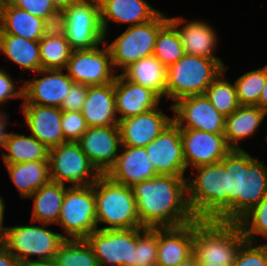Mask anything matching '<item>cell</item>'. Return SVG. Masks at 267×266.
<instances>
[{
	"label": "cell",
	"instance_id": "6da1fadb",
	"mask_svg": "<svg viewBox=\"0 0 267 266\" xmlns=\"http://www.w3.org/2000/svg\"><path fill=\"white\" fill-rule=\"evenodd\" d=\"M131 188L144 228L176 227L196 220L188 204L184 176L157 175Z\"/></svg>",
	"mask_w": 267,
	"mask_h": 266
},
{
	"label": "cell",
	"instance_id": "7a4b0ae2",
	"mask_svg": "<svg viewBox=\"0 0 267 266\" xmlns=\"http://www.w3.org/2000/svg\"><path fill=\"white\" fill-rule=\"evenodd\" d=\"M222 162L227 172L228 222L238 223L267 194V167L245 149H232Z\"/></svg>",
	"mask_w": 267,
	"mask_h": 266
},
{
	"label": "cell",
	"instance_id": "3957f363",
	"mask_svg": "<svg viewBox=\"0 0 267 266\" xmlns=\"http://www.w3.org/2000/svg\"><path fill=\"white\" fill-rule=\"evenodd\" d=\"M196 177L187 178L188 204L198 220L228 222L227 172L218 162L196 167Z\"/></svg>",
	"mask_w": 267,
	"mask_h": 266
},
{
	"label": "cell",
	"instance_id": "277c9868",
	"mask_svg": "<svg viewBox=\"0 0 267 266\" xmlns=\"http://www.w3.org/2000/svg\"><path fill=\"white\" fill-rule=\"evenodd\" d=\"M245 241L239 223L198 219L193 221V255L200 262L232 266Z\"/></svg>",
	"mask_w": 267,
	"mask_h": 266
},
{
	"label": "cell",
	"instance_id": "5b68a950",
	"mask_svg": "<svg viewBox=\"0 0 267 266\" xmlns=\"http://www.w3.org/2000/svg\"><path fill=\"white\" fill-rule=\"evenodd\" d=\"M96 223L102 230L142 227L132 188L101 175L94 183ZM99 223L107 224L99 228Z\"/></svg>",
	"mask_w": 267,
	"mask_h": 266
},
{
	"label": "cell",
	"instance_id": "8992f818",
	"mask_svg": "<svg viewBox=\"0 0 267 266\" xmlns=\"http://www.w3.org/2000/svg\"><path fill=\"white\" fill-rule=\"evenodd\" d=\"M224 68L222 60L185 53L167 68L166 97L176 102L187 96L204 94Z\"/></svg>",
	"mask_w": 267,
	"mask_h": 266
},
{
	"label": "cell",
	"instance_id": "52a82bcc",
	"mask_svg": "<svg viewBox=\"0 0 267 266\" xmlns=\"http://www.w3.org/2000/svg\"><path fill=\"white\" fill-rule=\"evenodd\" d=\"M5 227L2 245L20 263L31 261L52 262L60 245L66 240L63 233L46 228L50 224ZM36 256V260L29 258Z\"/></svg>",
	"mask_w": 267,
	"mask_h": 266
},
{
	"label": "cell",
	"instance_id": "ba28073f",
	"mask_svg": "<svg viewBox=\"0 0 267 266\" xmlns=\"http://www.w3.org/2000/svg\"><path fill=\"white\" fill-rule=\"evenodd\" d=\"M168 21L163 12H159L152 20L128 26V28L106 45L109 48L114 69L122 72L136 61L153 54L159 29Z\"/></svg>",
	"mask_w": 267,
	"mask_h": 266
},
{
	"label": "cell",
	"instance_id": "9c48e42d",
	"mask_svg": "<svg viewBox=\"0 0 267 266\" xmlns=\"http://www.w3.org/2000/svg\"><path fill=\"white\" fill-rule=\"evenodd\" d=\"M94 184L65 190L58 223L66 239H85L97 230Z\"/></svg>",
	"mask_w": 267,
	"mask_h": 266
},
{
	"label": "cell",
	"instance_id": "30bf717a",
	"mask_svg": "<svg viewBox=\"0 0 267 266\" xmlns=\"http://www.w3.org/2000/svg\"><path fill=\"white\" fill-rule=\"evenodd\" d=\"M50 180L71 186H90L101 176L77 142L49 149Z\"/></svg>",
	"mask_w": 267,
	"mask_h": 266
},
{
	"label": "cell",
	"instance_id": "8fae6325",
	"mask_svg": "<svg viewBox=\"0 0 267 266\" xmlns=\"http://www.w3.org/2000/svg\"><path fill=\"white\" fill-rule=\"evenodd\" d=\"M66 39L73 50L102 45L105 35L100 22L98 0H79L66 10Z\"/></svg>",
	"mask_w": 267,
	"mask_h": 266
},
{
	"label": "cell",
	"instance_id": "7c38bea8",
	"mask_svg": "<svg viewBox=\"0 0 267 266\" xmlns=\"http://www.w3.org/2000/svg\"><path fill=\"white\" fill-rule=\"evenodd\" d=\"M98 45L92 49L73 50L65 71L73 82L87 86H100L115 81L114 69L106 39L103 49Z\"/></svg>",
	"mask_w": 267,
	"mask_h": 266
},
{
	"label": "cell",
	"instance_id": "4fadbf2b",
	"mask_svg": "<svg viewBox=\"0 0 267 266\" xmlns=\"http://www.w3.org/2000/svg\"><path fill=\"white\" fill-rule=\"evenodd\" d=\"M99 266H133L136 228L92 231L86 238Z\"/></svg>",
	"mask_w": 267,
	"mask_h": 266
},
{
	"label": "cell",
	"instance_id": "5bb4252c",
	"mask_svg": "<svg viewBox=\"0 0 267 266\" xmlns=\"http://www.w3.org/2000/svg\"><path fill=\"white\" fill-rule=\"evenodd\" d=\"M173 122L180 129L224 133L225 116L219 113L205 94L179 99L171 105Z\"/></svg>",
	"mask_w": 267,
	"mask_h": 266
},
{
	"label": "cell",
	"instance_id": "9a60e30c",
	"mask_svg": "<svg viewBox=\"0 0 267 266\" xmlns=\"http://www.w3.org/2000/svg\"><path fill=\"white\" fill-rule=\"evenodd\" d=\"M186 171L221 162L232 150L227 144L224 133H209L195 129H180Z\"/></svg>",
	"mask_w": 267,
	"mask_h": 266
},
{
	"label": "cell",
	"instance_id": "2e32d148",
	"mask_svg": "<svg viewBox=\"0 0 267 266\" xmlns=\"http://www.w3.org/2000/svg\"><path fill=\"white\" fill-rule=\"evenodd\" d=\"M145 148L157 175H185L186 162L180 128L174 122L168 125Z\"/></svg>",
	"mask_w": 267,
	"mask_h": 266
},
{
	"label": "cell",
	"instance_id": "e0dca14e",
	"mask_svg": "<svg viewBox=\"0 0 267 266\" xmlns=\"http://www.w3.org/2000/svg\"><path fill=\"white\" fill-rule=\"evenodd\" d=\"M81 150L101 175L114 166L121 147L118 125L88 127L77 141Z\"/></svg>",
	"mask_w": 267,
	"mask_h": 266
},
{
	"label": "cell",
	"instance_id": "ac0fdd59",
	"mask_svg": "<svg viewBox=\"0 0 267 266\" xmlns=\"http://www.w3.org/2000/svg\"><path fill=\"white\" fill-rule=\"evenodd\" d=\"M65 69H40L36 74L44 76L23 82L22 104H35L60 108L73 80Z\"/></svg>",
	"mask_w": 267,
	"mask_h": 266
},
{
	"label": "cell",
	"instance_id": "d6986e66",
	"mask_svg": "<svg viewBox=\"0 0 267 266\" xmlns=\"http://www.w3.org/2000/svg\"><path fill=\"white\" fill-rule=\"evenodd\" d=\"M172 122L173 118L166 116L159 107L122 119L118 122L121 145L146 147Z\"/></svg>",
	"mask_w": 267,
	"mask_h": 266
},
{
	"label": "cell",
	"instance_id": "ffe728a7",
	"mask_svg": "<svg viewBox=\"0 0 267 266\" xmlns=\"http://www.w3.org/2000/svg\"><path fill=\"white\" fill-rule=\"evenodd\" d=\"M114 93L119 121L159 107L162 99L153 89L133 83L121 73L115 78Z\"/></svg>",
	"mask_w": 267,
	"mask_h": 266
},
{
	"label": "cell",
	"instance_id": "44dd1931",
	"mask_svg": "<svg viewBox=\"0 0 267 266\" xmlns=\"http://www.w3.org/2000/svg\"><path fill=\"white\" fill-rule=\"evenodd\" d=\"M22 107L27 129L48 149L67 142L61 127L60 108L35 104H22Z\"/></svg>",
	"mask_w": 267,
	"mask_h": 266
},
{
	"label": "cell",
	"instance_id": "7402d4cb",
	"mask_svg": "<svg viewBox=\"0 0 267 266\" xmlns=\"http://www.w3.org/2000/svg\"><path fill=\"white\" fill-rule=\"evenodd\" d=\"M114 166L106 174L114 182L132 187L144 180L157 176L145 147L121 145Z\"/></svg>",
	"mask_w": 267,
	"mask_h": 266
},
{
	"label": "cell",
	"instance_id": "603a6c76",
	"mask_svg": "<svg viewBox=\"0 0 267 266\" xmlns=\"http://www.w3.org/2000/svg\"><path fill=\"white\" fill-rule=\"evenodd\" d=\"M193 254V221L176 227L158 228L156 266H177Z\"/></svg>",
	"mask_w": 267,
	"mask_h": 266
},
{
	"label": "cell",
	"instance_id": "cb8c5ba5",
	"mask_svg": "<svg viewBox=\"0 0 267 266\" xmlns=\"http://www.w3.org/2000/svg\"><path fill=\"white\" fill-rule=\"evenodd\" d=\"M100 6V22L105 35L109 22L130 24L134 26L152 20L160 11L145 0H98Z\"/></svg>",
	"mask_w": 267,
	"mask_h": 266
},
{
	"label": "cell",
	"instance_id": "d4e9b609",
	"mask_svg": "<svg viewBox=\"0 0 267 266\" xmlns=\"http://www.w3.org/2000/svg\"><path fill=\"white\" fill-rule=\"evenodd\" d=\"M168 20L176 27L186 54L221 60L213 54L219 41L216 31L209 23L203 20L187 22L180 16L170 17ZM180 25L182 26L179 27Z\"/></svg>",
	"mask_w": 267,
	"mask_h": 266
},
{
	"label": "cell",
	"instance_id": "484cf974",
	"mask_svg": "<svg viewBox=\"0 0 267 266\" xmlns=\"http://www.w3.org/2000/svg\"><path fill=\"white\" fill-rule=\"evenodd\" d=\"M81 113L88 127L118 125L114 82L100 86H88Z\"/></svg>",
	"mask_w": 267,
	"mask_h": 266
},
{
	"label": "cell",
	"instance_id": "4316f807",
	"mask_svg": "<svg viewBox=\"0 0 267 266\" xmlns=\"http://www.w3.org/2000/svg\"><path fill=\"white\" fill-rule=\"evenodd\" d=\"M267 113L258 106L240 105L225 117L224 136L232 149H243L239 142L257 133Z\"/></svg>",
	"mask_w": 267,
	"mask_h": 266
},
{
	"label": "cell",
	"instance_id": "83f0119b",
	"mask_svg": "<svg viewBox=\"0 0 267 266\" xmlns=\"http://www.w3.org/2000/svg\"><path fill=\"white\" fill-rule=\"evenodd\" d=\"M0 34L17 35L27 40L39 41L44 36V19L15 7L6 0Z\"/></svg>",
	"mask_w": 267,
	"mask_h": 266
},
{
	"label": "cell",
	"instance_id": "f1b7e54d",
	"mask_svg": "<svg viewBox=\"0 0 267 266\" xmlns=\"http://www.w3.org/2000/svg\"><path fill=\"white\" fill-rule=\"evenodd\" d=\"M5 166L11 182L22 198H29L41 186L51 181L49 161H29L5 164Z\"/></svg>",
	"mask_w": 267,
	"mask_h": 266
},
{
	"label": "cell",
	"instance_id": "f546056e",
	"mask_svg": "<svg viewBox=\"0 0 267 266\" xmlns=\"http://www.w3.org/2000/svg\"><path fill=\"white\" fill-rule=\"evenodd\" d=\"M66 188L64 184L50 181L35 191L29 197L34 199L31 222L58 223Z\"/></svg>",
	"mask_w": 267,
	"mask_h": 266
},
{
	"label": "cell",
	"instance_id": "4dcf8cb0",
	"mask_svg": "<svg viewBox=\"0 0 267 266\" xmlns=\"http://www.w3.org/2000/svg\"><path fill=\"white\" fill-rule=\"evenodd\" d=\"M4 164L49 161V149L31 134L8 133L3 146Z\"/></svg>",
	"mask_w": 267,
	"mask_h": 266
},
{
	"label": "cell",
	"instance_id": "1f68e13d",
	"mask_svg": "<svg viewBox=\"0 0 267 266\" xmlns=\"http://www.w3.org/2000/svg\"><path fill=\"white\" fill-rule=\"evenodd\" d=\"M0 50L23 71L36 73L41 69L39 41L27 40L17 35L0 34Z\"/></svg>",
	"mask_w": 267,
	"mask_h": 266
},
{
	"label": "cell",
	"instance_id": "d6a6232c",
	"mask_svg": "<svg viewBox=\"0 0 267 266\" xmlns=\"http://www.w3.org/2000/svg\"><path fill=\"white\" fill-rule=\"evenodd\" d=\"M167 68L153 55L142 58L127 67L121 74L133 83L148 87L162 98L166 97Z\"/></svg>",
	"mask_w": 267,
	"mask_h": 266
},
{
	"label": "cell",
	"instance_id": "836d02e7",
	"mask_svg": "<svg viewBox=\"0 0 267 266\" xmlns=\"http://www.w3.org/2000/svg\"><path fill=\"white\" fill-rule=\"evenodd\" d=\"M52 263L54 266H99L85 239H66L60 245Z\"/></svg>",
	"mask_w": 267,
	"mask_h": 266
},
{
	"label": "cell",
	"instance_id": "e575fe53",
	"mask_svg": "<svg viewBox=\"0 0 267 266\" xmlns=\"http://www.w3.org/2000/svg\"><path fill=\"white\" fill-rule=\"evenodd\" d=\"M184 54L180 35L176 27L168 20L159 29L152 55L168 68L176 63Z\"/></svg>",
	"mask_w": 267,
	"mask_h": 266
},
{
	"label": "cell",
	"instance_id": "d590c367",
	"mask_svg": "<svg viewBox=\"0 0 267 266\" xmlns=\"http://www.w3.org/2000/svg\"><path fill=\"white\" fill-rule=\"evenodd\" d=\"M212 82L205 91V96L223 116L227 117L232 114L239 106L235 83H230L226 78V70Z\"/></svg>",
	"mask_w": 267,
	"mask_h": 266
},
{
	"label": "cell",
	"instance_id": "8d00e7d4",
	"mask_svg": "<svg viewBox=\"0 0 267 266\" xmlns=\"http://www.w3.org/2000/svg\"><path fill=\"white\" fill-rule=\"evenodd\" d=\"M39 47L41 69H65L73 51L66 37L43 36Z\"/></svg>",
	"mask_w": 267,
	"mask_h": 266
},
{
	"label": "cell",
	"instance_id": "74e56055",
	"mask_svg": "<svg viewBox=\"0 0 267 266\" xmlns=\"http://www.w3.org/2000/svg\"><path fill=\"white\" fill-rule=\"evenodd\" d=\"M267 77V65L243 74L234 82L240 105L255 106L260 98Z\"/></svg>",
	"mask_w": 267,
	"mask_h": 266
},
{
	"label": "cell",
	"instance_id": "f35d334b",
	"mask_svg": "<svg viewBox=\"0 0 267 266\" xmlns=\"http://www.w3.org/2000/svg\"><path fill=\"white\" fill-rule=\"evenodd\" d=\"M158 228H136V247L133 266H156Z\"/></svg>",
	"mask_w": 267,
	"mask_h": 266
},
{
	"label": "cell",
	"instance_id": "ab89813d",
	"mask_svg": "<svg viewBox=\"0 0 267 266\" xmlns=\"http://www.w3.org/2000/svg\"><path fill=\"white\" fill-rule=\"evenodd\" d=\"M238 223L243 230L246 241L260 242L257 240L259 235L267 239V194Z\"/></svg>",
	"mask_w": 267,
	"mask_h": 266
},
{
	"label": "cell",
	"instance_id": "60d3db41",
	"mask_svg": "<svg viewBox=\"0 0 267 266\" xmlns=\"http://www.w3.org/2000/svg\"><path fill=\"white\" fill-rule=\"evenodd\" d=\"M232 266H267V243L245 241L239 248Z\"/></svg>",
	"mask_w": 267,
	"mask_h": 266
},
{
	"label": "cell",
	"instance_id": "b9f144b4",
	"mask_svg": "<svg viewBox=\"0 0 267 266\" xmlns=\"http://www.w3.org/2000/svg\"><path fill=\"white\" fill-rule=\"evenodd\" d=\"M61 127L67 142H77L88 129L81 111H62Z\"/></svg>",
	"mask_w": 267,
	"mask_h": 266
},
{
	"label": "cell",
	"instance_id": "7bdbcfd3",
	"mask_svg": "<svg viewBox=\"0 0 267 266\" xmlns=\"http://www.w3.org/2000/svg\"><path fill=\"white\" fill-rule=\"evenodd\" d=\"M44 36L66 37L65 10L55 9L44 18Z\"/></svg>",
	"mask_w": 267,
	"mask_h": 266
},
{
	"label": "cell",
	"instance_id": "ee69618b",
	"mask_svg": "<svg viewBox=\"0 0 267 266\" xmlns=\"http://www.w3.org/2000/svg\"><path fill=\"white\" fill-rule=\"evenodd\" d=\"M87 92V85L74 82L60 109L62 111H81L86 100Z\"/></svg>",
	"mask_w": 267,
	"mask_h": 266
},
{
	"label": "cell",
	"instance_id": "f6af8a7d",
	"mask_svg": "<svg viewBox=\"0 0 267 266\" xmlns=\"http://www.w3.org/2000/svg\"><path fill=\"white\" fill-rule=\"evenodd\" d=\"M11 5L44 19L55 10L50 0H7Z\"/></svg>",
	"mask_w": 267,
	"mask_h": 266
},
{
	"label": "cell",
	"instance_id": "bcb514c9",
	"mask_svg": "<svg viewBox=\"0 0 267 266\" xmlns=\"http://www.w3.org/2000/svg\"><path fill=\"white\" fill-rule=\"evenodd\" d=\"M13 80L7 71L0 69V105L7 103L11 99H23V85L17 89Z\"/></svg>",
	"mask_w": 267,
	"mask_h": 266
},
{
	"label": "cell",
	"instance_id": "7dc6e473",
	"mask_svg": "<svg viewBox=\"0 0 267 266\" xmlns=\"http://www.w3.org/2000/svg\"><path fill=\"white\" fill-rule=\"evenodd\" d=\"M0 266H20L18 259L0 243Z\"/></svg>",
	"mask_w": 267,
	"mask_h": 266
},
{
	"label": "cell",
	"instance_id": "c3c4849f",
	"mask_svg": "<svg viewBox=\"0 0 267 266\" xmlns=\"http://www.w3.org/2000/svg\"><path fill=\"white\" fill-rule=\"evenodd\" d=\"M255 106H258L267 113V77L260 98L258 100V103Z\"/></svg>",
	"mask_w": 267,
	"mask_h": 266
},
{
	"label": "cell",
	"instance_id": "681fc988",
	"mask_svg": "<svg viewBox=\"0 0 267 266\" xmlns=\"http://www.w3.org/2000/svg\"><path fill=\"white\" fill-rule=\"evenodd\" d=\"M79 0H50L51 4L55 9L66 10L71 4Z\"/></svg>",
	"mask_w": 267,
	"mask_h": 266
},
{
	"label": "cell",
	"instance_id": "f907efd6",
	"mask_svg": "<svg viewBox=\"0 0 267 266\" xmlns=\"http://www.w3.org/2000/svg\"><path fill=\"white\" fill-rule=\"evenodd\" d=\"M7 112L0 109V135H8L6 126L10 123Z\"/></svg>",
	"mask_w": 267,
	"mask_h": 266
},
{
	"label": "cell",
	"instance_id": "816d5d0a",
	"mask_svg": "<svg viewBox=\"0 0 267 266\" xmlns=\"http://www.w3.org/2000/svg\"><path fill=\"white\" fill-rule=\"evenodd\" d=\"M4 211H5V204L3 201V197H1V195H0V243H2V240L4 237V230H5V227L3 226Z\"/></svg>",
	"mask_w": 267,
	"mask_h": 266
},
{
	"label": "cell",
	"instance_id": "f5cc1de1",
	"mask_svg": "<svg viewBox=\"0 0 267 266\" xmlns=\"http://www.w3.org/2000/svg\"><path fill=\"white\" fill-rule=\"evenodd\" d=\"M177 266H201V262L192 254L188 259Z\"/></svg>",
	"mask_w": 267,
	"mask_h": 266
},
{
	"label": "cell",
	"instance_id": "db71d44e",
	"mask_svg": "<svg viewBox=\"0 0 267 266\" xmlns=\"http://www.w3.org/2000/svg\"><path fill=\"white\" fill-rule=\"evenodd\" d=\"M20 266H54L52 262L31 261L20 263Z\"/></svg>",
	"mask_w": 267,
	"mask_h": 266
},
{
	"label": "cell",
	"instance_id": "11a10c76",
	"mask_svg": "<svg viewBox=\"0 0 267 266\" xmlns=\"http://www.w3.org/2000/svg\"><path fill=\"white\" fill-rule=\"evenodd\" d=\"M7 135H0V151H2Z\"/></svg>",
	"mask_w": 267,
	"mask_h": 266
},
{
	"label": "cell",
	"instance_id": "9f6ffc18",
	"mask_svg": "<svg viewBox=\"0 0 267 266\" xmlns=\"http://www.w3.org/2000/svg\"><path fill=\"white\" fill-rule=\"evenodd\" d=\"M6 0H0V23H1V19H2V13H3V7L5 4Z\"/></svg>",
	"mask_w": 267,
	"mask_h": 266
},
{
	"label": "cell",
	"instance_id": "6f0895ef",
	"mask_svg": "<svg viewBox=\"0 0 267 266\" xmlns=\"http://www.w3.org/2000/svg\"><path fill=\"white\" fill-rule=\"evenodd\" d=\"M201 266H220V265L215 264V263H205V262H201Z\"/></svg>",
	"mask_w": 267,
	"mask_h": 266
}]
</instances>
